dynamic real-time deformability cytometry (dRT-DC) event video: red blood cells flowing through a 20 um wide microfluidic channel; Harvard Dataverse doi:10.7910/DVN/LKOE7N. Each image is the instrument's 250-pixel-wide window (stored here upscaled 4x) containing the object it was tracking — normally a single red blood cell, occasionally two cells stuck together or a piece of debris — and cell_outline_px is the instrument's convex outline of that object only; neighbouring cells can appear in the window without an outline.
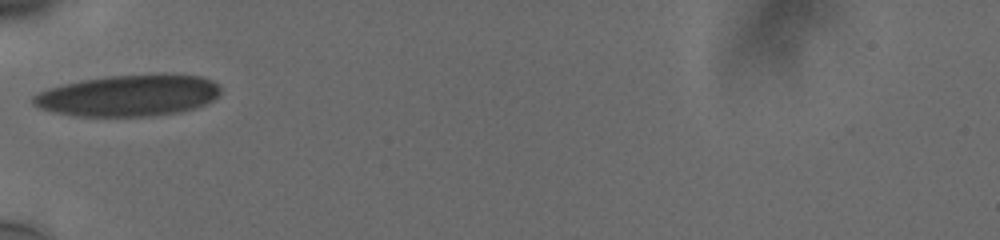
{"species": "human", "species_latin": "Homo sapiens", "temperature_condition": "cold", "stored_images_in_passage": 31, "camera_frame_rate_fps": 3000, "um_per_image_px": 0.085, "donor": {"sex": "male"}, "frame": {"image": 1, "passage_image": 1, "time_ms": 0.0, "image_size_px": [1000, 240], "cell_outline_px": [[220, 92], [212, 100], [196, 108], [180, 112], [152, 116], [76, 116], [52, 112], [40, 108], [32, 104], [32, 96], [48, 88], [80, 80], [108, 76], [200, 76], [212, 80], [220, 88]], "centroid_in_image_um": [10.86, 8.15], "position_along_channel_um": 74.1, "area_um2": 44.51}}
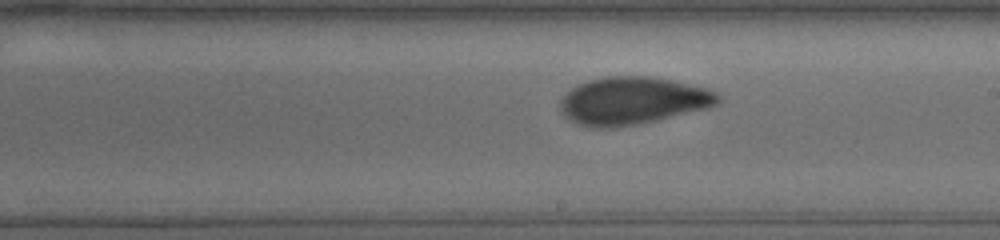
{"frame": {"image": 2, "passage_image": 14, "time_ms": 4.333, "image_size_px": [1000, 240], "cell_outline_px": [[720, 100], [716, 104], [708, 108], [652, 120], [632, 124], [608, 128], [600, 128], [580, 124], [572, 120], [560, 112], [560, 100], [576, 84], [588, 80], [608, 76], [648, 76], [672, 80], [708, 88], [716, 92], [720, 96]], "centroid_in_image_um": [53.77, 8.53], "position_along_channel_um": 235.2, "area_um2": 43.12}}
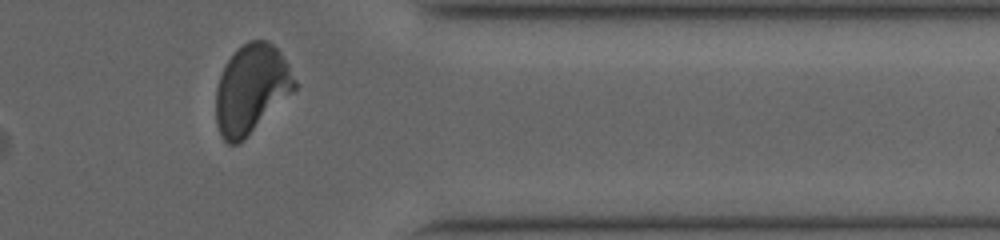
{"frame": {"image": 3, "passage_image": 27, "time_ms": 8.667, "image_size_px": [1000, 240], "cell_outline_px": [[296, 88], [244, 140], [236, 144], [228, 144], [220, 136], [216, 124], [216, 88], [224, 64], [248, 40], [268, 40], [280, 52], [288, 64], [296, 80]], "centroid_in_image_um": [21.34, 7.58], "position_along_channel_um": 390.1, "area_um2": 40.52}, "authors_computed_cell_mechanics": {"area_um2": 43.061, "velocity_mm_per_s": 3.7471, "shape_relaxation_time_tau1_ms": 6.7159, "shape_relaxation_time_tau2_ms": 1.3774, "deformation_change_tau1": 0.1862, "deformation_change_tau2": 0.0714}}